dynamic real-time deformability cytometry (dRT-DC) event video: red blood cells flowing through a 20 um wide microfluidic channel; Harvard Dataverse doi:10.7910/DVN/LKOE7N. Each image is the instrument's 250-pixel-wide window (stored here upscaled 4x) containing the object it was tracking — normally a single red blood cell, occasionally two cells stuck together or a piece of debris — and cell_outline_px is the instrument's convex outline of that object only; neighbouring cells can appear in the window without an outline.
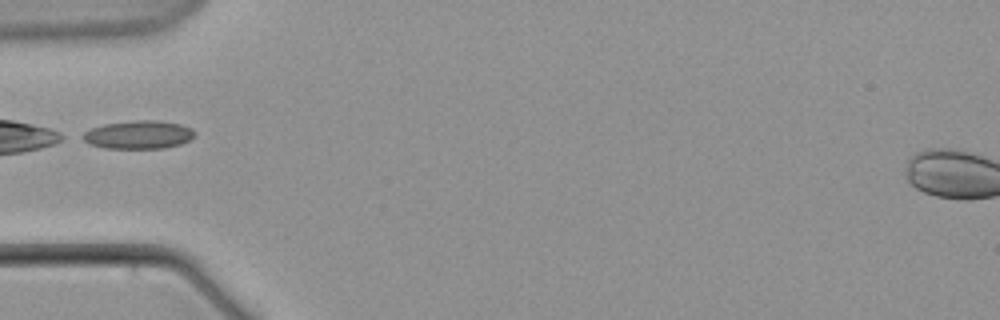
{"species": "common noctule bat (a hibernating species)", "species_latin": "Nyctalus noctula", "temperature_condition": "warm", "stored_images_in_passage": 11, "camera_frame_rate_fps": 3000, "um_per_image_px": 0.085, "animal": {"sex": "male", "body_mass_g": 21.5, "forearm_length_mm": 52.0}, "frame": {"image": 1, "passage_image": 6, "time_ms": 7.0, "image_size_px": [1000, 320], "cell_outline_px": [[196, 136], [180, 144], [164, 148], [104, 148], [88, 144], [76, 136], [92, 128], [104, 124], [136, 120], [156, 120], [180, 124], [192, 128], [196, 132]], "centroid_in_image_um": [11.73, 11.45], "position_along_channel_um": 73.3, "area_um2": 18.67}}
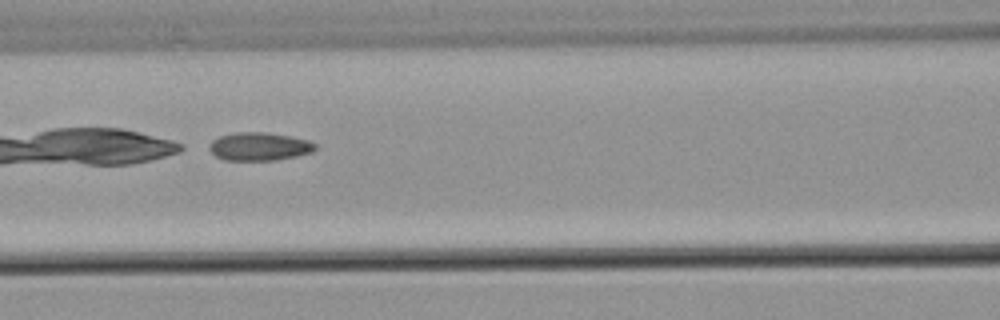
{"frame": {"image": 2, "passage_image": 8, "time_ms": 9.333, "image_size_px": [1000, 320], "cell_outline_px": [[316, 148], [312, 152], [296, 156], [276, 160], [224, 160], [216, 156], [208, 148], [208, 144], [212, 140], [220, 136], [236, 132], [264, 132], [292, 136], [308, 140], [316, 144]], "centroid_in_image_um": [22.03, 12.45], "position_along_channel_um": 144.6, "area_um2": 17.46}}
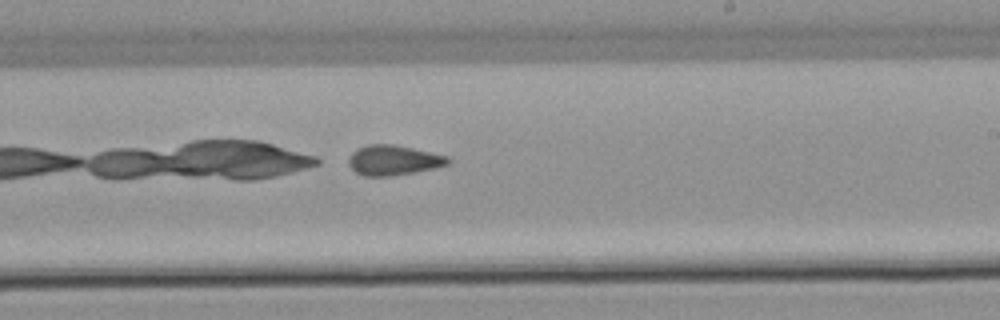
{"frame": {"image": 3, "passage_image": 11, "time_ms": 13.0, "image_size_px": [1000, 320], "cell_outline_px": [[452, 160], [448, 164], [436, 168], [416, 172], [392, 176], [364, 176], [356, 172], [348, 164], [348, 156], [356, 148], [368, 144], [392, 144], [412, 148], [448, 156]], "centroid_in_image_um": [33.43, 13.62], "position_along_channel_um": 255.6, "area_um2": 17.57}}